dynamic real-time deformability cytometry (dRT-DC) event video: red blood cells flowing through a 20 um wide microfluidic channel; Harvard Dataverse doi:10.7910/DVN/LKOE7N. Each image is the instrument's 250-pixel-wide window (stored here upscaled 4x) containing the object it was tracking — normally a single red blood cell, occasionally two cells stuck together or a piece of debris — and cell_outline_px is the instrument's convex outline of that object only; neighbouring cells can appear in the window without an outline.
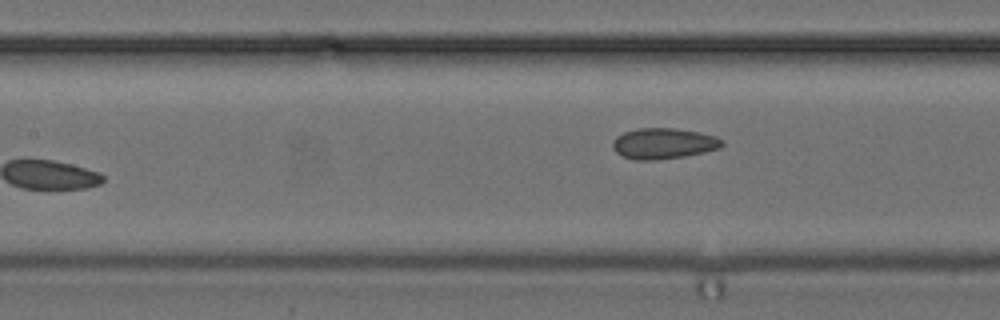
{"species": "common noctule bat (a hibernating species)", "species_latin": "Nyctalus noctula", "temperature_condition": "cold", "stored_images_in_passage": 7, "camera_frame_rate_fps": 3000, "um_per_image_px": 0.085, "animal": {"sex": "female", "body_mass_g": 24.6, "forearm_length_mm": 56.2}, "frame": {"image": 1, "passage_image": 7, "time_ms": 8.0, "image_size_px": [1000, 320], "cell_outline_px": [[724, 144], [720, 148], [704, 152], [684, 156], [656, 160], [636, 160], [624, 156], [616, 152], [612, 148], [612, 140], [616, 136], [624, 132], [640, 128], [676, 128], [700, 132], [716, 136], [724, 140]], "centroid_in_image_um": [56.41, 12.19], "position_along_channel_um": 151.0, "area_um2": 19.77}}